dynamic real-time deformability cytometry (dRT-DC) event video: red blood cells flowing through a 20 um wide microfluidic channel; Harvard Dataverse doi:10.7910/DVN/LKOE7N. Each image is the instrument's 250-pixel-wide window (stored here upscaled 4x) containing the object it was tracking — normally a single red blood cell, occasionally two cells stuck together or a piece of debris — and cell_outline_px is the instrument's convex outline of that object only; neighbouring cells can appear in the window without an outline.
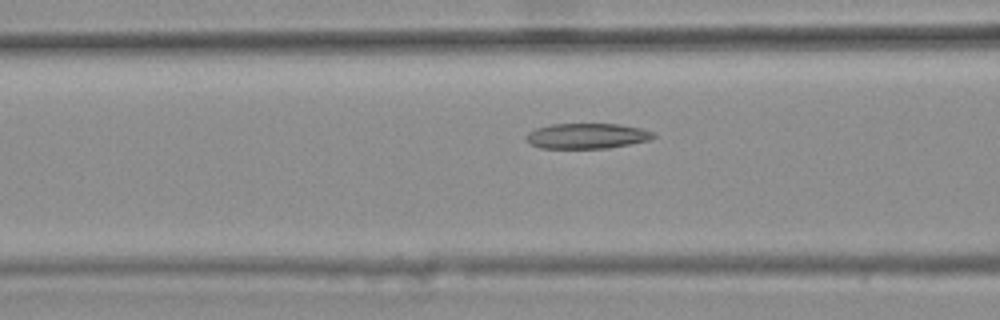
{"species": "common noctule bat (a hibernating species)", "species_latin": "Nyctalus noctula", "temperature_condition": "warm", "stored_images_in_passage": 51, "camera_frame_rate_fps": 3000, "um_per_image_px": 0.085, "animal": {"sex": "female", "body_mass_g": 25.1}, "frame": {"image": 1, "passage_image": 22, "time_ms": 7.0, "image_size_px": [1000, 320], "cell_outline_px": [[656, 136], [652, 140], [608, 148], [540, 148], [528, 144], [524, 140], [524, 136], [528, 132], [536, 128], [552, 124], [620, 124], [644, 128], [656, 132]], "centroid_in_image_um": [49.91, 11.55], "position_along_channel_um": 116.7, "area_um2": 19.25}}
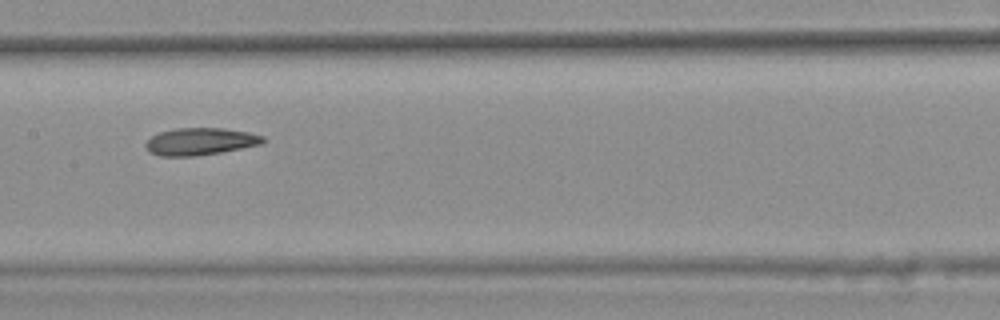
{"frame": {"image": 2, "passage_image": 28, "time_ms": 9.0, "image_size_px": [1000, 320], "cell_outline_px": [[268, 140], [264, 144], [220, 152], [192, 156], [160, 156], [148, 152], [144, 144], [152, 136], [160, 132], [176, 128], [224, 128], [248, 132], [264, 136]], "centroid_in_image_um": [17.05, 12.02], "position_along_channel_um": 190.3, "area_um2": 18.73}}
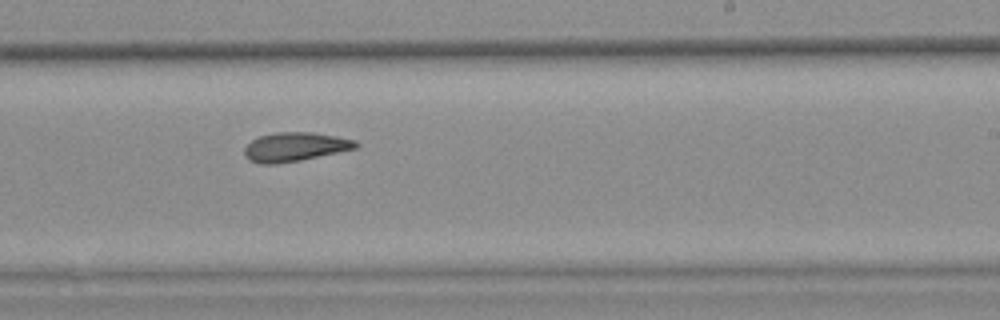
{"frame": {"image": 3, "passage_image": 34, "time_ms": 11.0, "image_size_px": [1000, 320], "cell_outline_px": [[360, 144], [356, 148], [300, 160], [276, 164], [260, 164], [248, 160], [244, 156], [244, 148], [252, 140], [260, 136], [276, 132], [312, 132], [336, 136], [356, 140]], "centroid_in_image_um": [25.05, 12.48], "position_along_channel_um": 264.0, "area_um2": 18.79}, "authors_computed_cell_mechanics": {"area_um2": 19.1318, "velocity_mm_per_s": 3.6897, "shape_relaxation_time_tau1_ms": null, "shape_relaxation_time_tau2_ms": 3.8707, "deformation_change_tau1": null, "deformation_change_tau2": 0.1092}}